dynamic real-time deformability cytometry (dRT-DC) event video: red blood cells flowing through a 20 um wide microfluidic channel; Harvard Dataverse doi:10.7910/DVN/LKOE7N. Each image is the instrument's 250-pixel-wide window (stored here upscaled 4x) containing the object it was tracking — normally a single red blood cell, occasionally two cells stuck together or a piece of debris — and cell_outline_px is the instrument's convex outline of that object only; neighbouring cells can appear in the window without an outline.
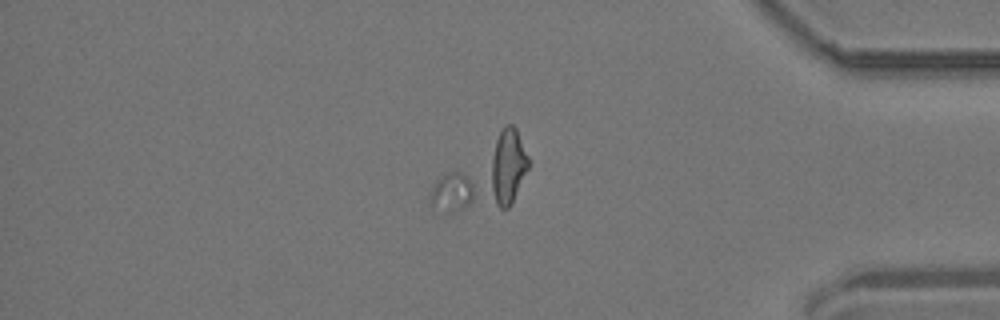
{"species": "common noctule bat (a hibernating species)", "species_latin": "Nyctalus noctula", "temperature_condition": "room temperature", "stored_images_in_passage": 60, "segment_of_instrument_passage": [2, 2], "camera_frame_rate_fps": 3000, "um_per_image_px": 0.085, "animal": {"sex": "male", "body_mass_g": 19.2, "forearm_length_mm": 51.8}, "frame": {"image": 1, "passage_image": 51, "time_ms": 16.667, "image_size_px": [1000, 320], "cell_outline_px": [[528, 168], [508, 208], [452, 212], [448, 212], [432, 204], [428, 196], [436, 180], [444, 172], [504, 124], [512, 124], [516, 128], [528, 156]], "centroid_in_image_um": [41.13, 14.87], "position_along_channel_um": 394.1, "area_um2": 39.77}}
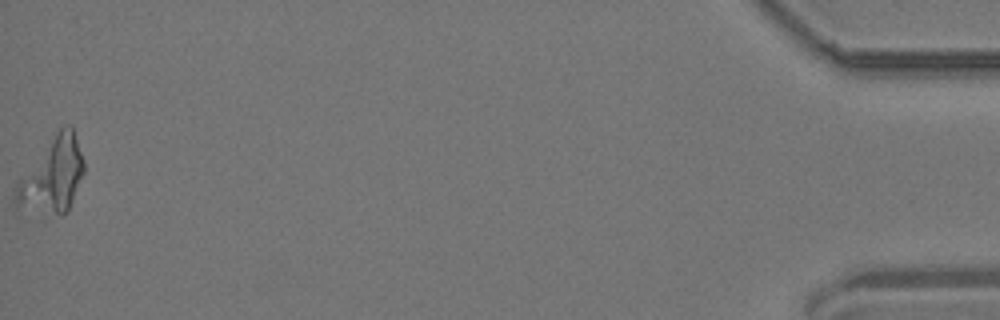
{"frame": {"image": 2, "passage_image": 60, "time_ms": 19.667, "image_size_px": [1000, 320], "cell_outline_px": [[84, 172], [68, 212], [60, 216], [16, 208], [12, 200], [12, 196], [20, 176], [56, 132], [64, 124], [68, 124], [72, 128], [84, 160]], "centroid_in_image_um": [4.41, 14.97], "position_along_channel_um": 430.8, "area_um2": 29.94}}